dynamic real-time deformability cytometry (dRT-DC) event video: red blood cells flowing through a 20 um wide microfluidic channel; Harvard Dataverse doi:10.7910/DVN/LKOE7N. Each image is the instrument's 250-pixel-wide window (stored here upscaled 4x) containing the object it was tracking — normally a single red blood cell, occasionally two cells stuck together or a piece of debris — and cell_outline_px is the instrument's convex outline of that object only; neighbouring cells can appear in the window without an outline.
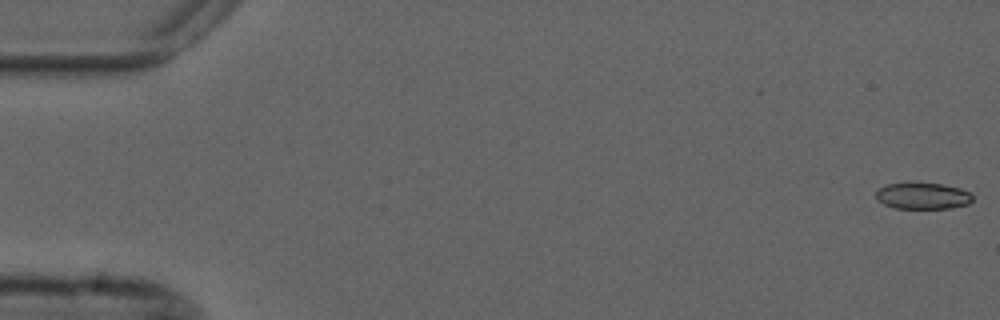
{"species": "common noctule bat (a hibernating species)", "species_latin": "Nyctalus noctula", "temperature_condition": "cold", "stored_images_in_passage": 55, "camera_frame_rate_fps": 3000, "um_per_image_px": 0.085, "animal": {"sex": "male", "forearm_length_mm": 52.5}, "frame": {"image": 1, "passage_image": 1, "time_ms": 0.0, "image_size_px": [1000, 320], "cell_outline_px": [[972, 200], [968, 204], [952, 208], [896, 208], [884, 204], [876, 200], [876, 192], [884, 184], [940, 184], [960, 188], [972, 192]], "centroid_in_image_um": [78.45, 16.67], "position_along_channel_um": 6.5, "area_um2": 14.68}}
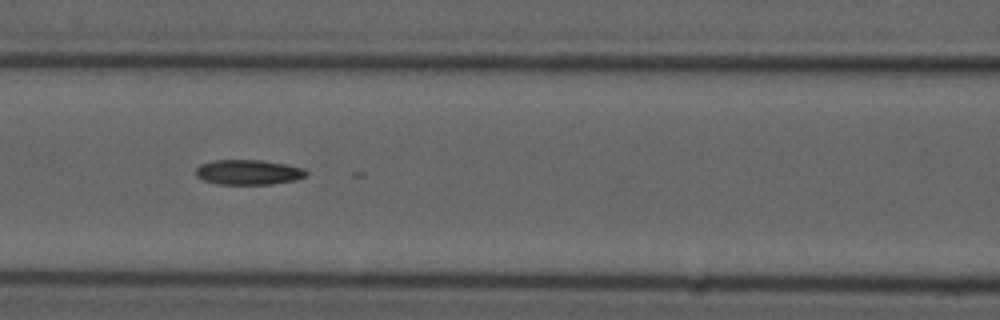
{"frame": {"image": 2, "passage_image": 24, "time_ms": 7.667, "image_size_px": [1000, 320], "cell_outline_px": [[308, 176], [296, 180], [272, 184], [216, 184], [204, 180], [196, 176], [196, 168], [200, 164], [212, 160], [260, 160], [284, 164], [304, 168], [308, 172]], "centroid_in_image_um": [21.12, 14.64], "position_along_channel_um": 145.5, "area_um2": 16.18}}
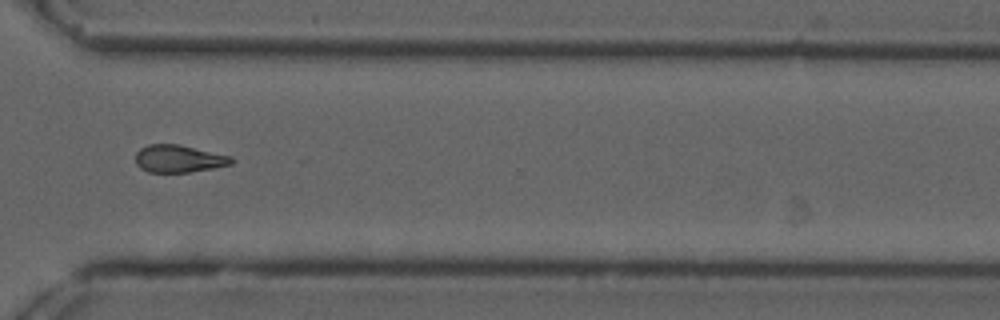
{"frame": {"image": 3, "passage_image": 41, "time_ms": 13.333, "image_size_px": [1000, 320], "cell_outline_px": [[236, 160], [232, 164], [212, 168], [188, 172], [148, 172], [140, 168], [136, 164], [136, 152], [140, 148], [148, 144], [180, 144], [232, 156]], "centroid_in_image_um": [15.21, 13.48], "position_along_channel_um": 355.4, "area_um2": 15.49}}